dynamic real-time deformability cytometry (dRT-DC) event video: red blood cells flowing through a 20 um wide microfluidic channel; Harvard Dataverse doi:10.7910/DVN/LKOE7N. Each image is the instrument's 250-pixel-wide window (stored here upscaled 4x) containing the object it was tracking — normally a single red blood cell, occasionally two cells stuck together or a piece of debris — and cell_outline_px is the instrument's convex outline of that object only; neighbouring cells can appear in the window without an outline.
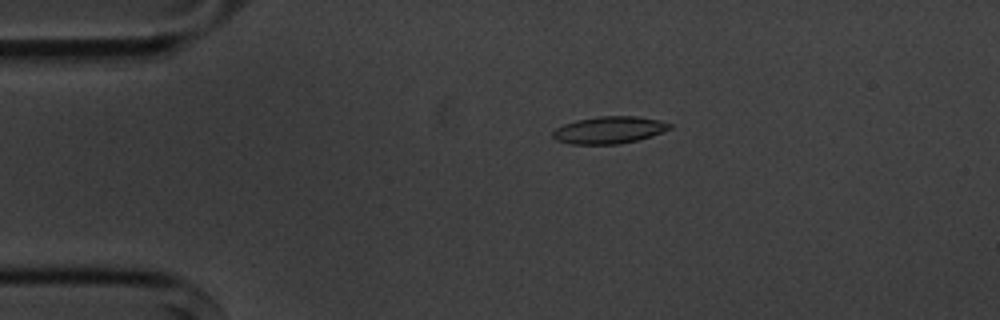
{"species": "common noctule bat (a hibernating species)", "species_latin": "Nyctalus noctula", "temperature_condition": "cold", "stored_images_in_passage": 6, "camera_frame_rate_fps": 3000, "um_per_image_px": 0.085, "animal": {"sex": "male", "body_mass_g": 20.1, "forearm_length_mm": 53.5}, "frame": {"image": 1, "passage_image": 3, "time_ms": 2.333, "image_size_px": [1000, 320], "cell_outline_px": [[672, 128], [636, 140], [616, 144], [568, 144], [556, 140], [552, 136], [552, 132], [556, 128], [564, 124], [576, 120], [596, 116], [636, 116], [660, 120], [672, 124]], "centroid_in_image_um": [51.73, 11.04], "position_along_channel_um": 33.3, "area_um2": 18.38}}
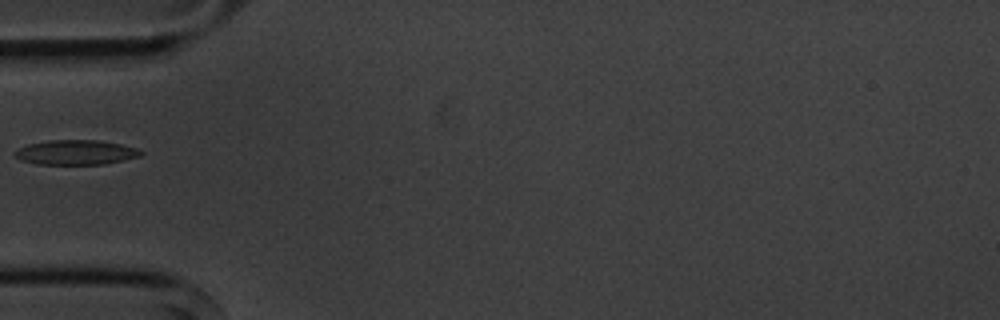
{"frame": {"image": 2, "passage_image": 5, "time_ms": 4.667, "image_size_px": [1000, 320], "cell_outline_px": [[144, 152], [140, 156], [104, 164], [36, 164], [20, 160], [12, 156], [12, 152], [28, 144], [48, 140], [96, 140], [120, 144], [136, 148]], "centroid_in_image_um": [6.38, 12.95], "position_along_channel_um": 78.6, "area_um2": 18.15}}
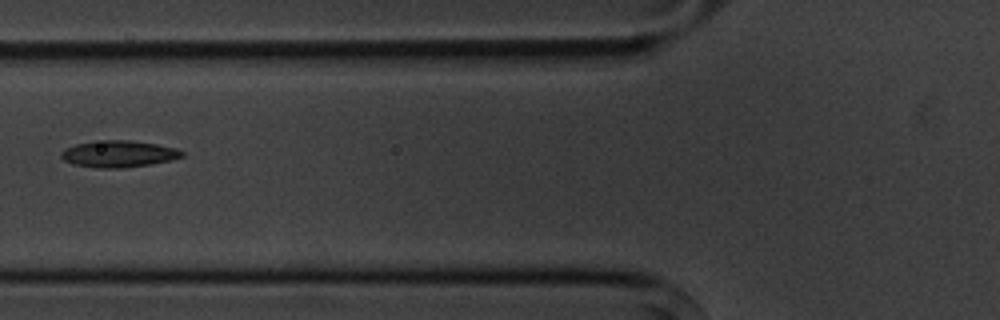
{"frame": {"image": 3, "passage_image": 6, "time_ms": 5.667, "image_size_px": [1000, 320], "cell_outline_px": [[184, 156], [172, 160], [152, 164], [120, 168], [96, 168], [72, 164], [64, 160], [60, 156], [60, 152], [64, 148], [76, 144], [104, 140], [128, 140], [156, 144], [176, 148], [184, 152]], "centroid_in_image_um": [10.07, 13.09], "position_along_channel_um": 115.7, "area_um2": 18.84}}